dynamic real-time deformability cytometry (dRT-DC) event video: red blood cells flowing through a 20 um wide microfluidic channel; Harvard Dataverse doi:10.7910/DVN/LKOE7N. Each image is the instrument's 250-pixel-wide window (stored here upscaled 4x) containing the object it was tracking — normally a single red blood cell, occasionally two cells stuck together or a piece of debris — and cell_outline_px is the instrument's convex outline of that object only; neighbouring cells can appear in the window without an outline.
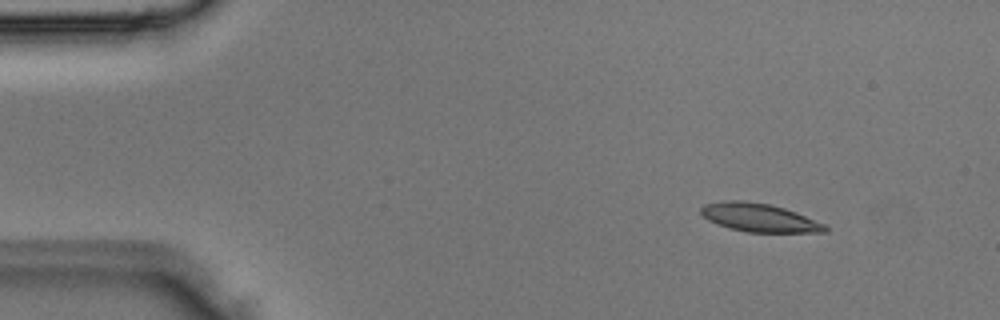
{"species": "Egyptian fruit bat (a non-hibernating species)", "species_latin": "Rousettus aegyptiacus", "temperature_condition": "room temperature", "stored_images_in_passage": 3, "camera_frame_rate_fps": 3000, "um_per_image_px": 0.085, "animal": {"sex": "male"}, "frame": {"image": 1, "passage_image": 1, "time_ms": 0.0, "image_size_px": [1000, 320], "cell_outline_px": [[828, 232], [748, 232], [728, 228], [708, 220], [700, 212], [700, 208], [704, 204], [724, 200], [744, 200], [768, 204], [784, 208], [796, 212], [824, 224], [828, 228]], "centroid_in_image_um": [64.51, 18.49], "position_along_channel_um": 20.5, "area_um2": 20.46}}
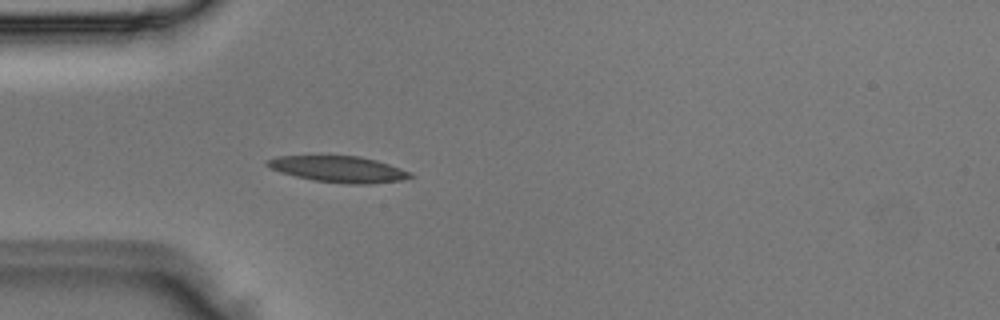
{"frame": {"image": 2, "passage_image": 3, "time_ms": 0.667, "image_size_px": [1000, 320], "cell_outline_px": [[416, 176], [400, 180], [368, 184], [348, 184], [312, 180], [280, 172], [264, 164], [264, 160], [276, 156], [360, 156], [376, 160], [412, 172]], "centroid_in_image_um": [28.78, 14.38], "position_along_channel_um": 56.2, "area_um2": 21.85}}